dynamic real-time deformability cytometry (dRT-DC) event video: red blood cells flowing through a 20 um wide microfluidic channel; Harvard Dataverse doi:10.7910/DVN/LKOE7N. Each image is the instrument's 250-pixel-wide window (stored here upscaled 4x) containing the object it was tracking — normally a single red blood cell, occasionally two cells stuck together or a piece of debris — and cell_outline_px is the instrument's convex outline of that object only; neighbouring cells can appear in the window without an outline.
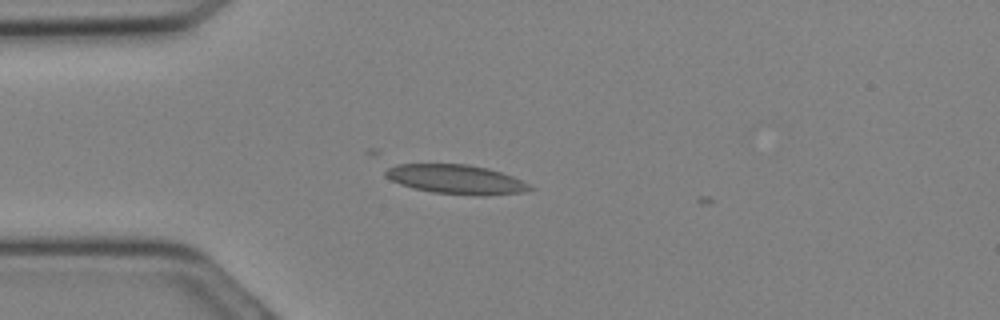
{"species": "Egyptian fruit bat (a non-hibernating species)", "species_latin": "Rousettus aegyptiacus", "temperature_condition": "cold", "stored_images_in_passage": 2, "camera_frame_rate_fps": 3000, "um_per_image_px": 0.085, "animal": {"sex": "female"}, "frame": {"image": 1, "passage_image": 1, "time_ms": 0.0, "image_size_px": [1000, 320], "cell_outline_px": [[536, 188], [524, 192], [432, 192], [412, 188], [400, 184], [384, 176], [384, 172], [388, 168], [396, 164], [468, 164], [488, 168], [512, 176]], "centroid_in_image_um": [38.65, 15.18], "position_along_channel_um": 46.4, "area_um2": 23.29}}